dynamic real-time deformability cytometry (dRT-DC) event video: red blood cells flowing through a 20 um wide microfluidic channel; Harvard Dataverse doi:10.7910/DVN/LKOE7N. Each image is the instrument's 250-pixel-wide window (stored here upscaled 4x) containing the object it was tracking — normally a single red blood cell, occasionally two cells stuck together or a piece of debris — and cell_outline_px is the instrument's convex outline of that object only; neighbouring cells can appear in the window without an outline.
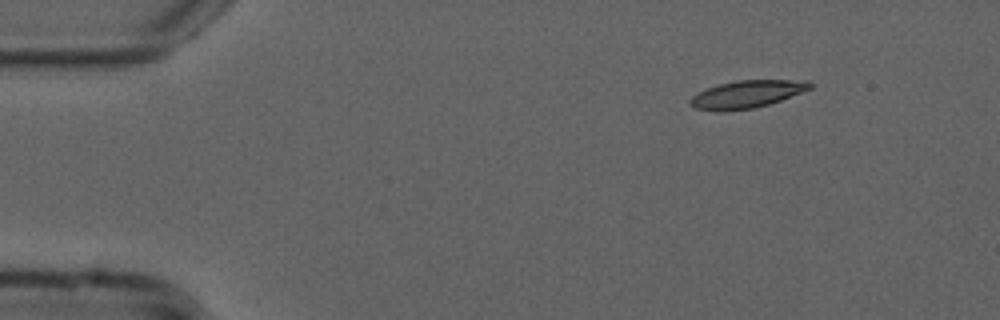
{"species": "common noctule bat (a hibernating species)", "species_latin": "Nyctalus noctula", "temperature_condition": "cold", "stored_images_in_passage": 48, "camera_frame_rate_fps": 3000, "um_per_image_px": 0.085, "animal": {"sex": "male", "forearm_length_mm": 52.5}, "frame": {"image": 1, "passage_image": 1, "time_ms": 0.0, "image_size_px": [1000, 320], "cell_outline_px": [[812, 88], [780, 100], [756, 108], [716, 112], [696, 108], [688, 100], [696, 92], [720, 84], [736, 80], [808, 80], [812, 84]], "centroid_in_image_um": [63.46, 8.01], "position_along_channel_um": 21.5, "area_um2": 19.19}}
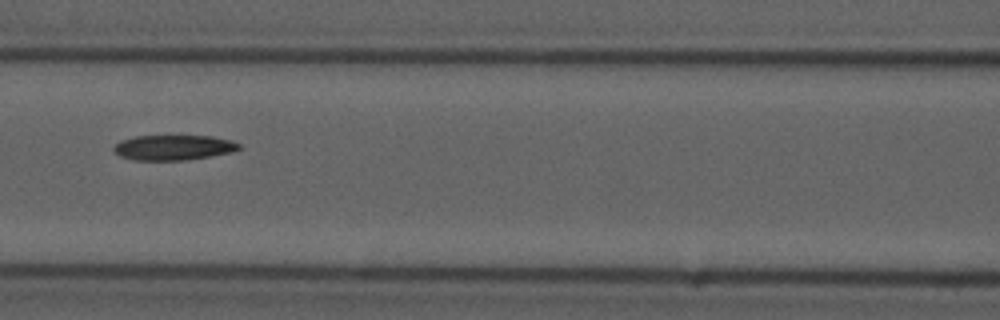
{"frame": {"image": 2, "passage_image": 18, "time_ms": 5.667, "image_size_px": [1000, 320], "cell_outline_px": [[240, 148], [232, 152], [184, 160], [132, 160], [120, 156], [112, 148], [120, 140], [136, 136], [212, 136], [232, 140], [240, 144]], "centroid_in_image_um": [14.73, 12.53], "position_along_channel_um": 151.9, "area_um2": 18.26}}
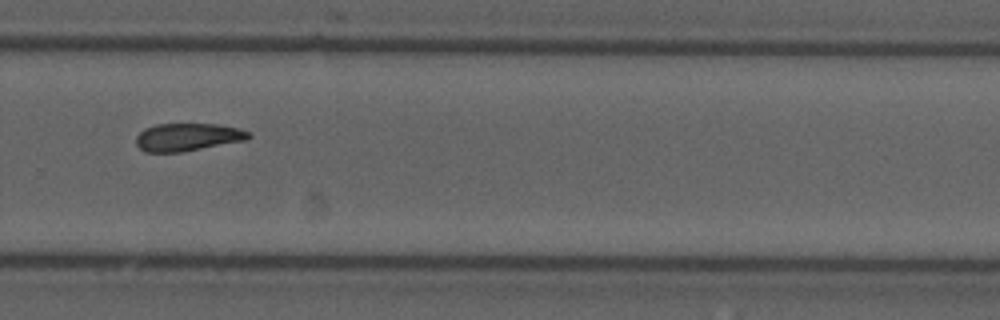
{"frame": {"image": 3, "passage_image": 31, "time_ms": 10.0, "image_size_px": [1000, 320], "cell_outline_px": [[252, 136], [248, 140], [180, 152], [144, 152], [136, 144], [136, 136], [144, 128], [156, 124], [216, 124], [240, 128], [252, 132]], "centroid_in_image_um": [15.98, 11.65], "position_along_channel_um": 313.8, "area_um2": 18.38}}